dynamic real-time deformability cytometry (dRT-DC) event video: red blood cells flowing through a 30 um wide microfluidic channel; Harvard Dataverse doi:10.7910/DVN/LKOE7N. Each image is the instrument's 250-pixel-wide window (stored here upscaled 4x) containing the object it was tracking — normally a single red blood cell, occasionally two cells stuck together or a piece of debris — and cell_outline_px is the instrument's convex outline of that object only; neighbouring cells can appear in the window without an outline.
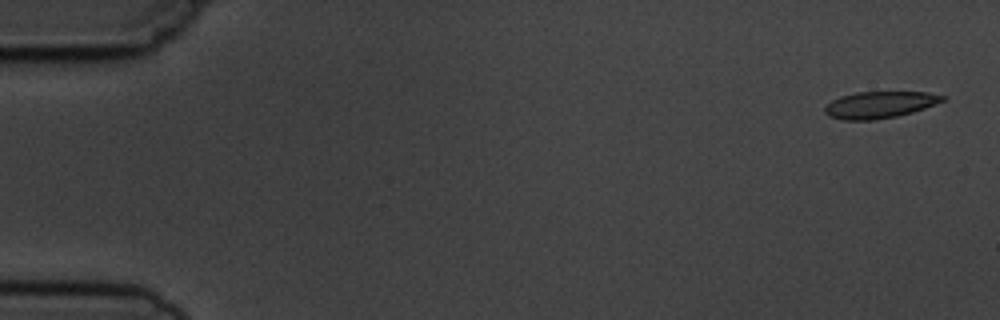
{"species": "common noctule bat (a hibernating species)", "species_latin": "Nyctalus noctula", "temperature_condition": "cold", "stored_images_in_passage": 5, "camera_frame_rate_fps": 3000, "um_per_image_px": 0.085, "animal": {"sex": "male", "body_mass_g": 19.5, "forearm_length_mm": 54.6}, "frame": {"image": 1, "passage_image": 1, "time_ms": 0.0, "image_size_px": [1000, 320], "cell_outline_px": [[944, 100], [924, 108], [912, 112], [896, 116], [876, 120], [844, 120], [828, 116], [824, 112], [824, 108], [832, 100], [840, 96], [856, 92], [928, 92], [944, 96]], "centroid_in_image_um": [74.72, 8.91], "position_along_channel_um": 10.3, "area_um2": 18.21}}
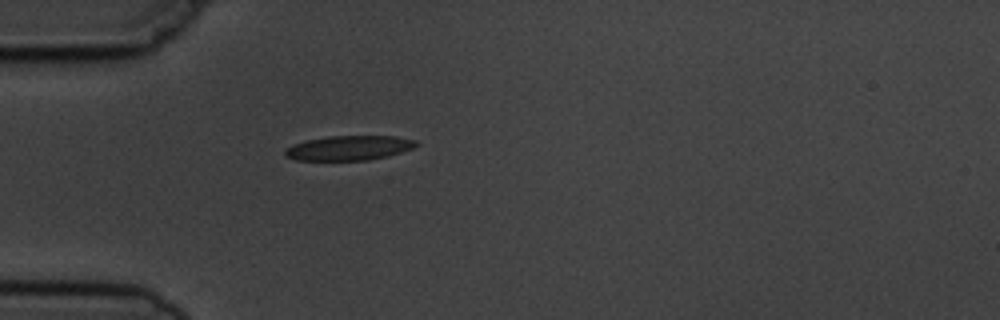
{"frame": {"image": 2, "passage_image": 5, "time_ms": 4.667, "image_size_px": [1000, 320], "cell_outline_px": [[420, 144], [412, 148], [388, 156], [368, 160], [296, 160], [284, 156], [284, 148], [292, 144], [304, 140], [328, 136], [396, 136], [416, 140]], "centroid_in_image_um": [29.62, 12.57], "position_along_channel_um": 55.4, "area_um2": 19.02}}